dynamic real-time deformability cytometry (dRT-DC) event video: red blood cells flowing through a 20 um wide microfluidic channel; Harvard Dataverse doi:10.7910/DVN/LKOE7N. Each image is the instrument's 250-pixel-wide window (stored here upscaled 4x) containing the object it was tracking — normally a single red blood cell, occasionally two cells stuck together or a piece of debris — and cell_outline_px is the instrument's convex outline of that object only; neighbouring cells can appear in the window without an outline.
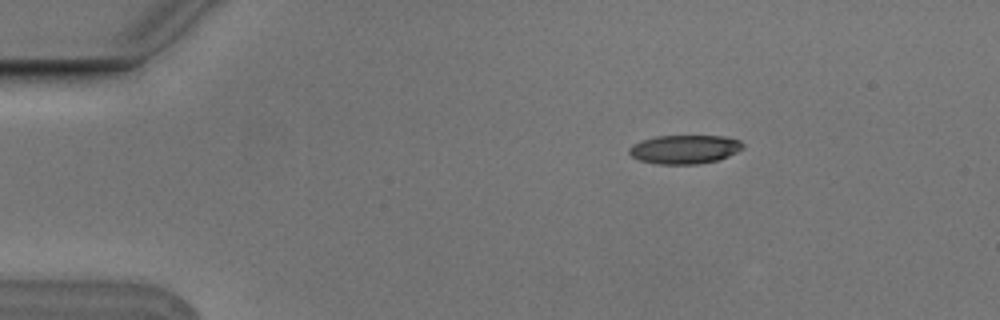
{"species": "Egyptian fruit bat (a non-hibernating species)", "species_latin": "Rousettus aegyptiacus", "temperature_condition": "cold", "stored_images_in_passage": 5, "camera_frame_rate_fps": 3000, "um_per_image_px": 0.085, "animal": {"sex": "male"}, "frame": {"image": 1, "passage_image": 3, "time_ms": 0.667, "image_size_px": [1000, 320], "cell_outline_px": [[744, 148], [728, 156], [716, 160], [700, 164], [656, 164], [640, 160], [632, 156], [628, 152], [628, 148], [632, 144], [640, 140], [656, 136], [724, 136], [740, 140], [744, 144]], "centroid_in_image_um": [58.18, 12.69], "position_along_channel_um": 26.8, "area_um2": 19.19}}